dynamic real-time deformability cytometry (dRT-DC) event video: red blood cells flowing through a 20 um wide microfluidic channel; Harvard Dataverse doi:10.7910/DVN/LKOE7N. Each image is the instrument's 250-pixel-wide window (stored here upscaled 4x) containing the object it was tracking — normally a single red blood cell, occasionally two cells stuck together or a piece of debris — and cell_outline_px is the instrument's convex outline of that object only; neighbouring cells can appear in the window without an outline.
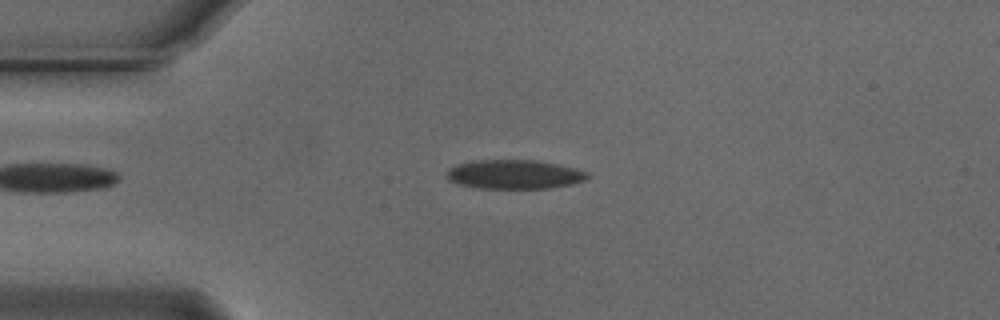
{"species": "Egyptian fruit bat (a non-hibernating species)", "species_latin": "Rousettus aegyptiacus", "temperature_condition": "cold", "stored_images_in_passage": 51, "camera_frame_rate_fps": 3000, "um_per_image_px": 0.085, "animal": {"sex": "male"}, "frame": {"image": 1, "passage_image": 10, "time_ms": 3.0, "image_size_px": [1000, 320], "cell_outline_px": [[588, 176], [584, 180], [572, 184], [548, 188], [480, 188], [460, 184], [448, 180], [444, 176], [444, 172], [448, 168], [456, 164], [472, 160], [536, 160], [576, 168], [588, 172]], "centroid_in_image_um": [43.65, 14.81], "position_along_channel_um": 41.3, "area_um2": 23.99}}
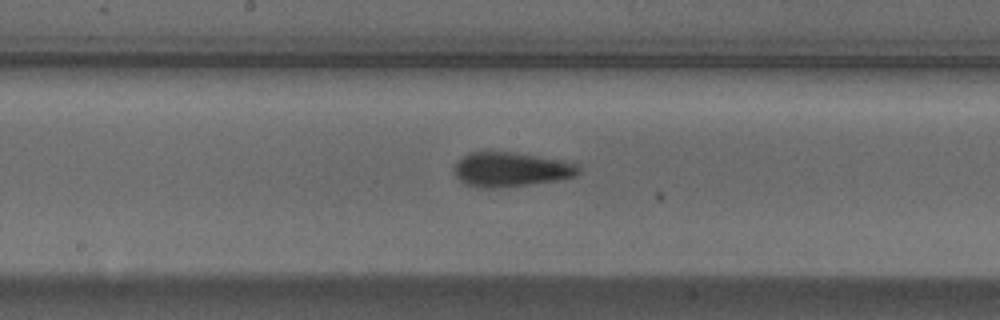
{"frame": {"image": 2, "passage_image": 25, "time_ms": 8.0, "image_size_px": [1000, 320], "cell_outline_px": [[580, 172], [576, 176], [556, 180], [492, 188], [480, 188], [468, 184], [460, 180], [456, 176], [456, 164], [464, 156], [472, 152], [508, 152], [564, 160], [576, 164], [580, 168]], "centroid_in_image_um": [43.46, 14.4], "position_along_channel_um": 204.7, "area_um2": 24.28}}
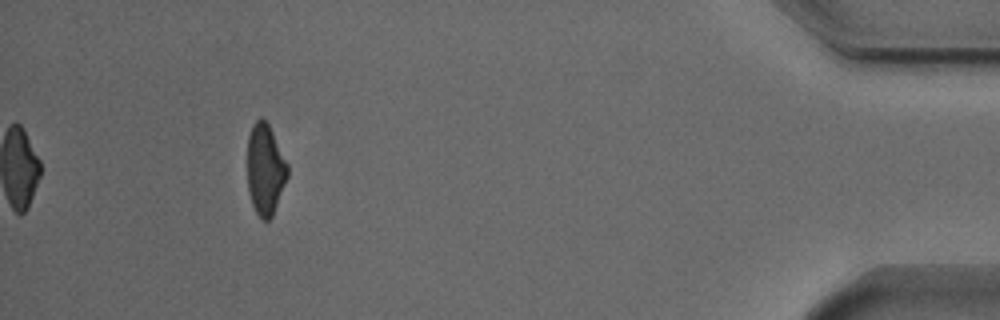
{"frame": {"image": 3, "passage_image": 47, "time_ms": 15.333, "image_size_px": [1000, 320], "cell_outline_px": [[288, 176], [272, 216], [268, 220], [260, 220], [252, 204], [248, 192], [248, 136], [252, 124], [260, 116], [268, 124], [288, 164]], "centroid_in_image_um": [22.54, 14.41], "position_along_channel_um": 412.7, "area_um2": 21.21}, "authors_computed_cell_mechanics": {"area_um2": 23.9292, "velocity_mm_per_s": 3.7361, "shape_relaxation_time_tau1_ms": 3.8834, "shape_relaxation_time_tau2_ms": 3.5077, "deformation_change_tau1": 0.1314, "deformation_change_tau2": 0.1135}}